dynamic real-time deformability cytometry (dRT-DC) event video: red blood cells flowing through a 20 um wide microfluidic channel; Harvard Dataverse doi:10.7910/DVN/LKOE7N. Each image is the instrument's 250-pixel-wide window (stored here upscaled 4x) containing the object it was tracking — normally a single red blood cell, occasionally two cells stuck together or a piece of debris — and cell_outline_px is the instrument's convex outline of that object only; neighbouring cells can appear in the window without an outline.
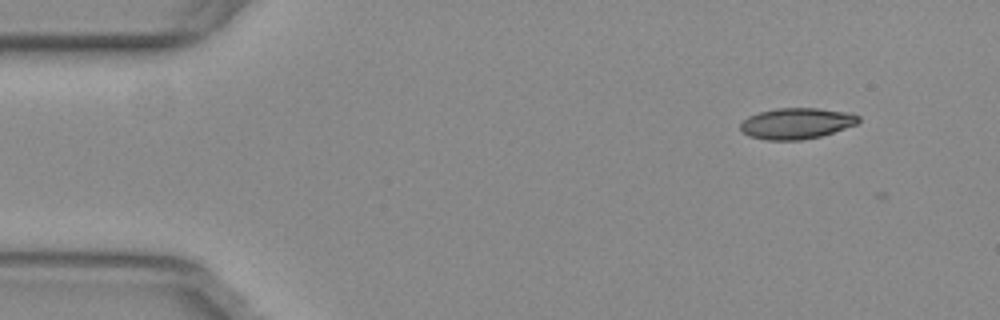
{"species": "common noctule bat (a hibernating species)", "species_latin": "Nyctalus noctula", "temperature_condition": "warm", "stored_images_in_passage": 45, "camera_frame_rate_fps": 3000, "um_per_image_px": 0.085, "animal": {"sex": "female", "body_mass_g": 29.2, "forearm_length_mm": 56.3}, "frame": {"image": 1, "passage_image": 1, "time_ms": 0.0, "image_size_px": [1000, 320], "cell_outline_px": [[860, 120], [856, 124], [820, 136], [800, 140], [764, 140], [748, 136], [740, 128], [740, 124], [748, 116], [760, 112], [776, 108], [816, 108], [852, 112], [860, 116]], "centroid_in_image_um": [67.7, 10.48], "position_along_channel_um": 17.3, "area_um2": 21.33}}
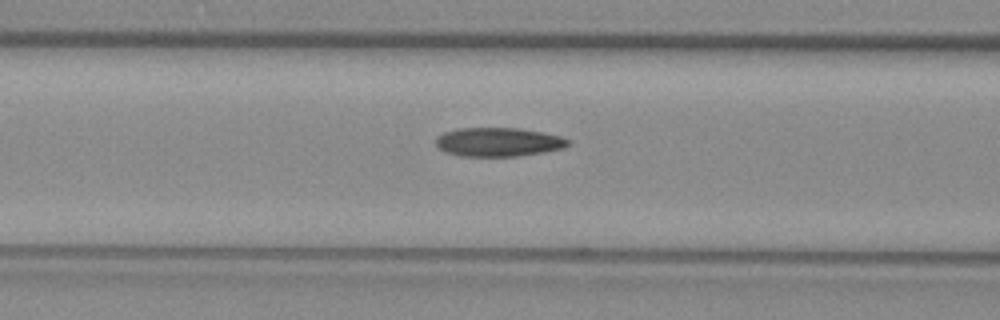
{"frame": {"image": 2, "passage_image": 17, "time_ms": 5.333, "image_size_px": [1000, 320], "cell_outline_px": [[572, 140], [564, 148], [544, 152], [516, 156], [460, 156], [444, 152], [436, 144], [436, 136], [444, 132], [460, 128], [520, 128], [544, 132], [560, 136]], "centroid_in_image_um": [42.37, 12.07], "position_along_channel_um": 124.2, "area_um2": 22.37}}
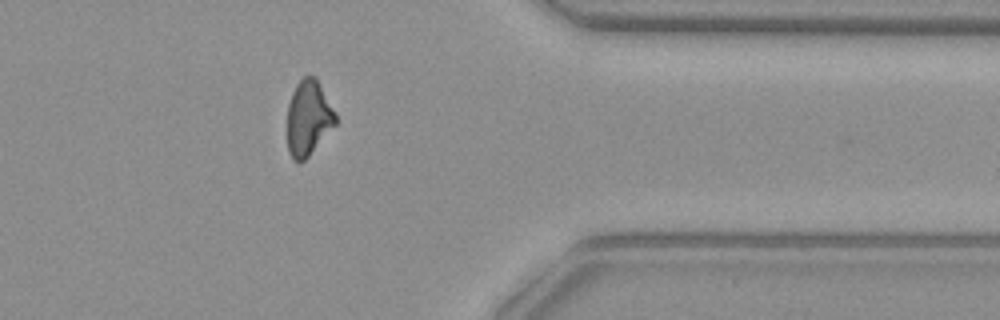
{"frame": {"image": 3, "passage_image": 39, "time_ms": 12.667, "image_size_px": [1000, 320], "cell_outline_px": [[336, 124], [308, 156], [304, 160], [292, 160], [288, 152], [288, 104], [292, 92], [296, 84], [304, 76], [316, 76], [336, 112]], "centroid_in_image_um": [26.22, 10.0], "position_along_channel_um": 385.2, "area_um2": 21.1}, "authors_computed_cell_mechanics": {"area_um2": 22.1952, "velocity_mm_per_s": 3.8037, "shape_relaxation_time_tau1_ms": null, "shape_relaxation_time_tau2_ms": 4.5292, "deformation_change_tau1": null, "deformation_change_tau2": 0.1189}}